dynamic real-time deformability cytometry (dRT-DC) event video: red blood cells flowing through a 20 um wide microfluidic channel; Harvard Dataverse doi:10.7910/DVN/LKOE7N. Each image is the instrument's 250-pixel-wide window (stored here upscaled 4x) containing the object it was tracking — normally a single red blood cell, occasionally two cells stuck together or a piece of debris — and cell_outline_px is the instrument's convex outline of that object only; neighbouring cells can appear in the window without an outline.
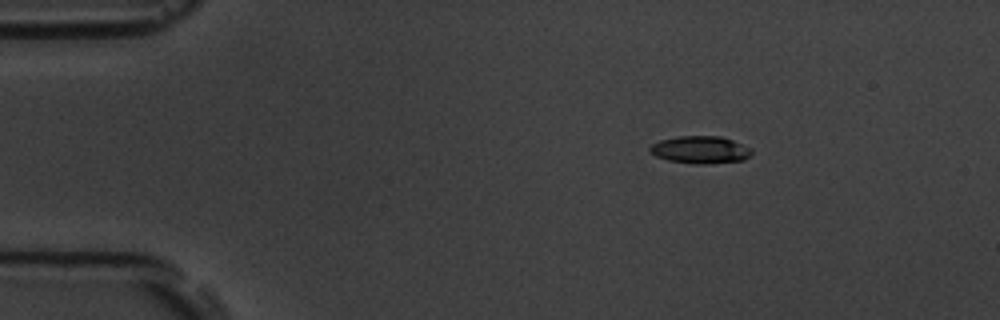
{"species": "common noctule bat (a hibernating species)", "species_latin": "Nyctalus noctula", "temperature_condition": "room temperature", "stored_images_in_passage": 51, "camera_frame_rate_fps": 3000, "um_per_image_px": 0.085, "animal": {"sex": "male", "body_mass_g": 19.5, "forearm_length_mm": 54.6}, "frame": {"image": 1, "passage_image": 5, "time_ms": 1.333, "image_size_px": [1000, 320], "cell_outline_px": [[752, 152], [744, 160], [704, 164], [700, 164], [668, 160], [656, 156], [648, 148], [652, 144], [660, 140], [680, 136], [720, 136], [732, 140], [752, 148]], "centroid_in_image_um": [59.54, 12.72], "position_along_channel_um": 25.5, "area_um2": 16.07}}
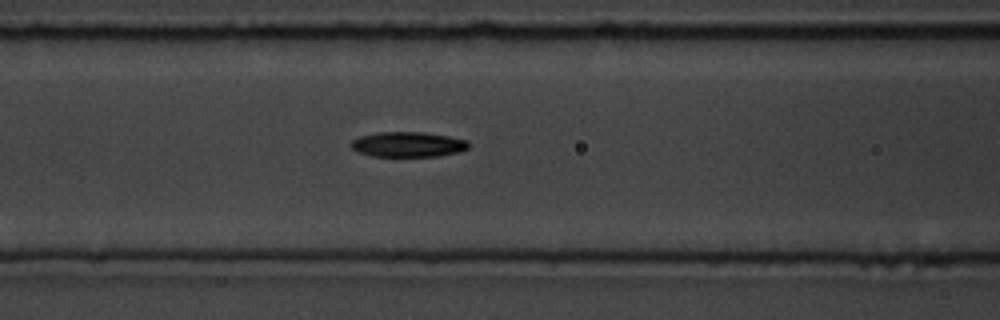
{"frame": {"image": 2, "passage_image": 19, "time_ms": 6.0, "image_size_px": [1000, 320], "cell_outline_px": [[468, 148], [460, 152], [440, 156], [372, 156], [360, 152], [352, 148], [348, 144], [352, 140], [360, 136], [376, 132], [424, 132], [448, 136], [468, 140]], "centroid_in_image_um": [34.68, 12.27], "position_along_channel_um": 131.9, "area_um2": 17.28}}
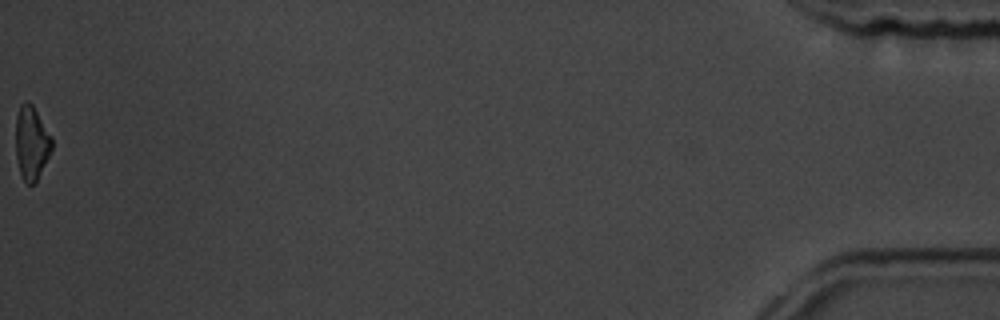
{"frame": {"image": 3, "passage_image": 51, "time_ms": 16.667, "image_size_px": [1000, 320], "cell_outline_px": [[52, 148], [36, 180], [32, 184], [28, 184], [20, 176], [16, 156], [16, 116], [20, 104], [28, 100], [32, 104], [52, 136]], "centroid_in_image_um": [2.66, 12.11], "position_along_channel_um": 432.5, "area_um2": 15.37}, "authors_computed_cell_mechanics": {"area_um2": 17.051, "velocity_mm_per_s": 3.7822, "shape_relaxation_time_tau1_ms": 3.5003, "shape_relaxation_time_tau2_ms": null, "deformation_change_tau1": 0.1503, "deformation_change_tau2": null}}